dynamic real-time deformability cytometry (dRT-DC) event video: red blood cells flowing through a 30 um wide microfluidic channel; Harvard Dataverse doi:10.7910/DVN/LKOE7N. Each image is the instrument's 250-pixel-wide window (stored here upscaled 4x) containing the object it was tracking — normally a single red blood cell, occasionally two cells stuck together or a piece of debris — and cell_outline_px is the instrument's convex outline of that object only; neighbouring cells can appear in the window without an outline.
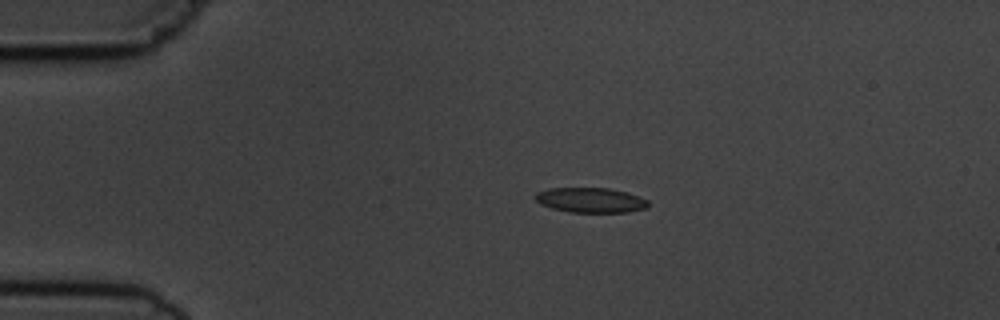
{"species": "common noctule bat (a hibernating species)", "species_latin": "Nyctalus noctula", "temperature_condition": "cold", "stored_images_in_passage": 6, "camera_frame_rate_fps": 3000, "um_per_image_px": 0.085, "animal": {"sex": "male", "body_mass_g": 19.5, "forearm_length_mm": 54.6}, "frame": {"image": 1, "passage_image": 3, "time_ms": 3.333, "image_size_px": [1000, 320], "cell_outline_px": [[648, 208], [628, 212], [568, 212], [552, 208], [540, 204], [532, 196], [536, 192], [548, 188], [612, 188], [628, 192], [648, 200]], "centroid_in_image_um": [50.19, 17.0], "position_along_channel_um": 34.8, "area_um2": 16.65}}
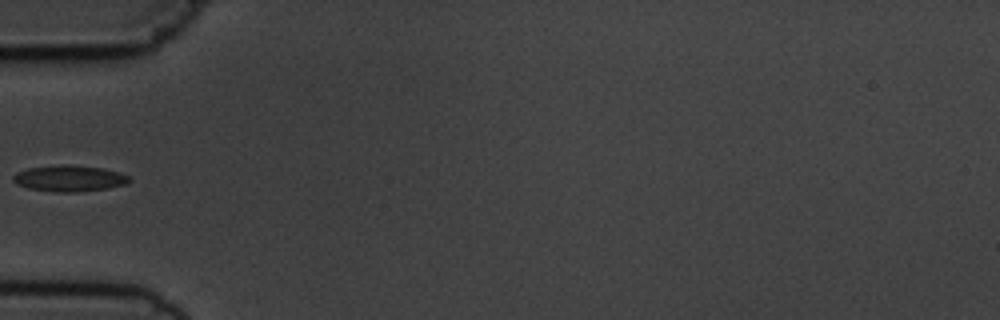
{"frame": {"image": 2, "passage_image": 5, "time_ms": 5.667, "image_size_px": [1000, 320], "cell_outline_px": [[132, 180], [124, 184], [108, 188], [80, 192], [56, 192], [28, 188], [16, 184], [12, 180], [12, 176], [16, 172], [28, 168], [64, 164], [68, 164], [104, 168], [120, 172], [128, 176]], "centroid_in_image_um": [5.88, 15.16], "position_along_channel_um": 79.1, "area_um2": 17.86}}
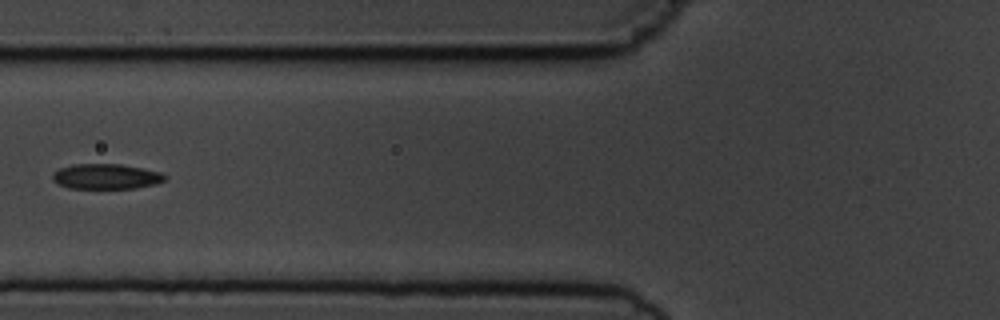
{"frame": {"image": 3, "passage_image": 6, "time_ms": 6.667, "image_size_px": [1000, 320], "cell_outline_px": [[168, 176], [164, 180], [156, 184], [136, 188], [68, 188], [52, 180], [52, 172], [60, 168], [72, 164], [120, 164], [160, 172]], "centroid_in_image_um": [9.0, 15.0], "position_along_channel_um": 116.8, "area_um2": 16.47}}